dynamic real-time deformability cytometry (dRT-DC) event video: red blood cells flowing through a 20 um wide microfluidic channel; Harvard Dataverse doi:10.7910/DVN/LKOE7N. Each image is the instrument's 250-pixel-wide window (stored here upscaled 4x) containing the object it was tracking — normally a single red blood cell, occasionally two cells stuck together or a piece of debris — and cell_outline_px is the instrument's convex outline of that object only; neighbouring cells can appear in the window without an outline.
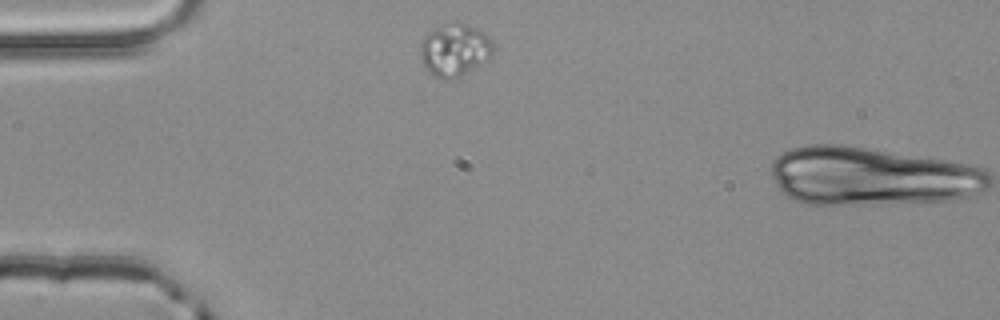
{"species": "common noctule bat (a hibernating species)", "species_latin": "Nyctalus noctula", "temperature_condition": "room temperature", "stored_images_in_passage": 2, "camera_frame_rate_fps": 3000, "um_per_image_px": 0.085, "animal": {"sex": "male", "body_mass_g": 20.4}, "frame": {"image": 1, "passage_image": 1, "time_ms": 0.0, "image_size_px": [1000, 320], "cell_outline_px": [[496, 52], [492, 56], [468, 72], [460, 76], [444, 80], [432, 76], [424, 68], [420, 56], [420, 44], [424, 36], [436, 28], [456, 20], [460, 20], [484, 32], [488, 36]], "centroid_in_image_um": [38.64, 4.24], "position_along_channel_um": 46.4, "area_um2": 22.66}}